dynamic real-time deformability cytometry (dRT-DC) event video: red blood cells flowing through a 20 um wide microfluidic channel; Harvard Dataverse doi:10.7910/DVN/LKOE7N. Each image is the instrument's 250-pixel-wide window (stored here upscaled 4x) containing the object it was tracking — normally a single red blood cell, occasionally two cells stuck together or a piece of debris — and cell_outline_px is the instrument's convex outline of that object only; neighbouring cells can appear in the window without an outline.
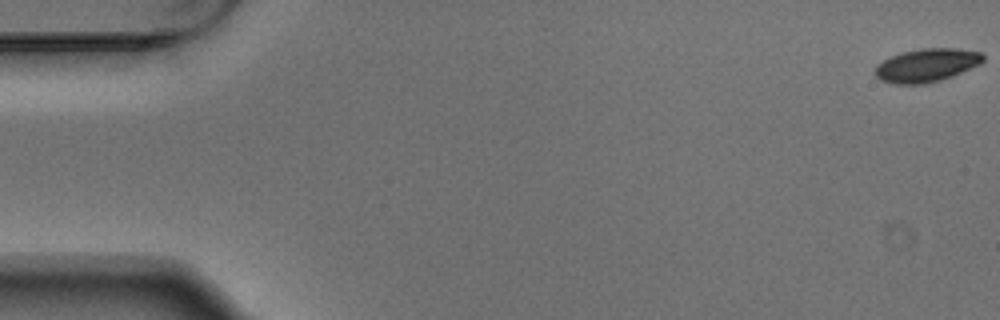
{"species": "Egyptian fruit bat (a non-hibernating species)", "species_latin": "Rousettus aegyptiacus", "temperature_condition": "warm", "stored_images_in_passage": 6, "camera_frame_rate_fps": 3000, "um_per_image_px": 0.085, "animal": {"sex": "male"}, "frame": {"image": 1, "passage_image": 1, "time_ms": 0.0, "image_size_px": [1000, 320], "cell_outline_px": [[984, 60], [980, 64], [952, 76], [940, 80], [924, 84], [892, 84], [880, 80], [872, 72], [876, 64], [892, 56], [904, 52], [924, 48], [956, 48], [980, 52], [984, 56]], "centroid_in_image_um": [78.73, 5.56], "position_along_channel_um": 6.3, "area_um2": 20.98}}
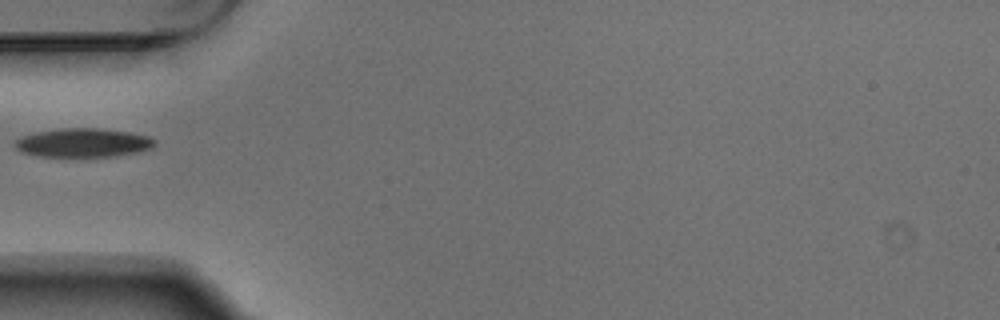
{"frame": {"image": 2, "passage_image": 5, "time_ms": 1.333, "image_size_px": [1000, 320], "cell_outline_px": [[156, 144], [152, 148], [136, 152], [116, 156], [36, 156], [24, 152], [16, 148], [16, 140], [24, 136], [36, 132], [60, 128], [96, 128], [132, 132], [148, 136], [156, 140]], "centroid_in_image_um": [7.12, 12.12], "position_along_channel_um": 77.9, "area_um2": 23.29}}
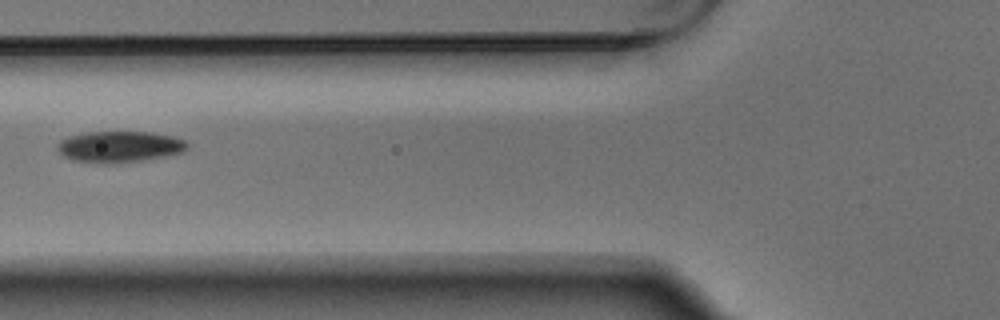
{"frame": {"image": 3, "passage_image": 6, "time_ms": 1.667, "image_size_px": [1000, 320], "cell_outline_px": [[188, 148], [184, 152], [140, 160], [108, 164], [104, 164], [72, 160], [64, 156], [56, 148], [56, 144], [60, 140], [68, 136], [88, 132], [152, 132], [172, 136], [184, 140], [188, 144]], "centroid_in_image_um": [10.12, 12.46], "position_along_channel_um": 115.7, "area_um2": 23.58}}